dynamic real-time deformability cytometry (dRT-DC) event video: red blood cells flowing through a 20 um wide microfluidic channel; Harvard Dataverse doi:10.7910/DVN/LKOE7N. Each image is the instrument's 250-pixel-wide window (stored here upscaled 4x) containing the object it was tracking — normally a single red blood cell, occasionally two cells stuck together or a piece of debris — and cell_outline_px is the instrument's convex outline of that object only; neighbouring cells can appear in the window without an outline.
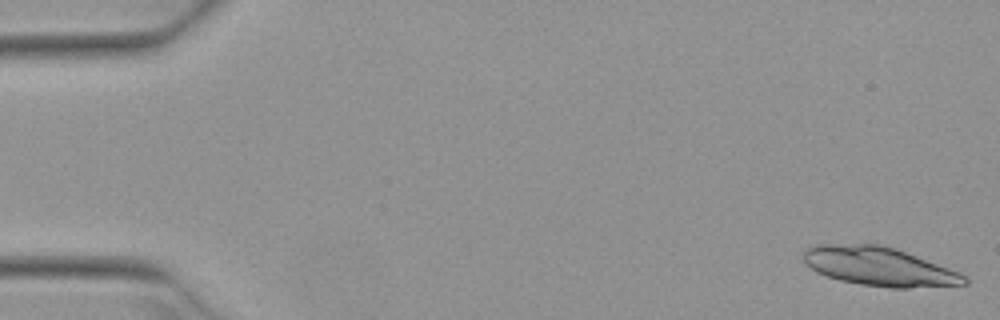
{"species": "Egyptian fruit bat (a non-hibernating species)", "species_latin": "Rousettus aegyptiacus", "temperature_condition": "warm", "stored_images_in_passage": 16, "camera_frame_rate_fps": 3000, "um_per_image_px": 0.085, "animal": {"sex": "female"}, "frame": {"image": 1, "passage_image": 1, "time_ms": 0.0, "image_size_px": [1000, 320], "cell_outline_px": [[968, 284], [908, 288], [892, 288], [860, 284], [840, 280], [816, 272], [804, 264], [800, 252], [804, 248], [816, 244], [880, 244], [896, 248], [960, 272], [968, 276]], "centroid_in_image_um": [74.69, 22.64], "position_along_channel_um": 10.3, "area_um2": 36.82}}